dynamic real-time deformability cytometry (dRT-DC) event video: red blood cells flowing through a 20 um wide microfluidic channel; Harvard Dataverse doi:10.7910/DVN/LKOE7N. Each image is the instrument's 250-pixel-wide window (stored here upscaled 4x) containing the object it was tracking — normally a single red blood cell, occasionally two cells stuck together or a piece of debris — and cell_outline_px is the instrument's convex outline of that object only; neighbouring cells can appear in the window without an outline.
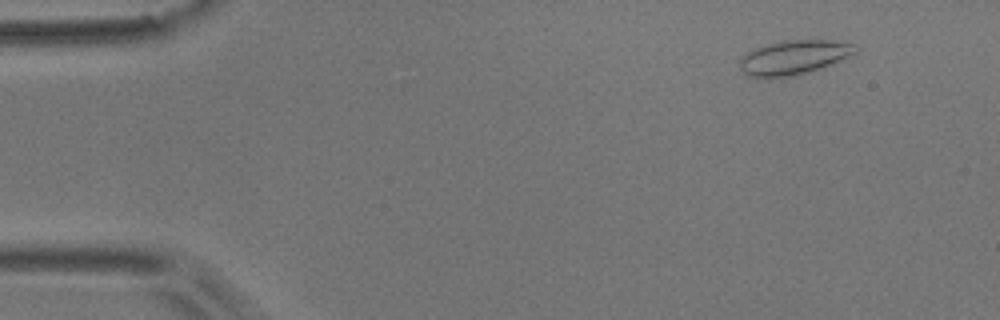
{"species": "common noctule bat (a hibernating species)", "species_latin": "Nyctalus noctula", "temperature_condition": "room temperature", "stored_images_in_passage": 44, "camera_frame_rate_fps": 3000, "um_per_image_px": 0.085, "animal": {"sex": "male", "body_mass_g": 17.9}, "frame": {"image": 1, "passage_image": 5, "time_ms": 1.333, "image_size_px": [1000, 320], "cell_outline_px": [[860, 48], [856, 52], [848, 56], [828, 64], [792, 76], [768, 80], [748, 76], [740, 68], [740, 60], [752, 48], [764, 44], [780, 40], [832, 40], [852, 44]], "centroid_in_image_um": [67.38, 4.88], "position_along_channel_um": 17.6, "area_um2": 23.12}}
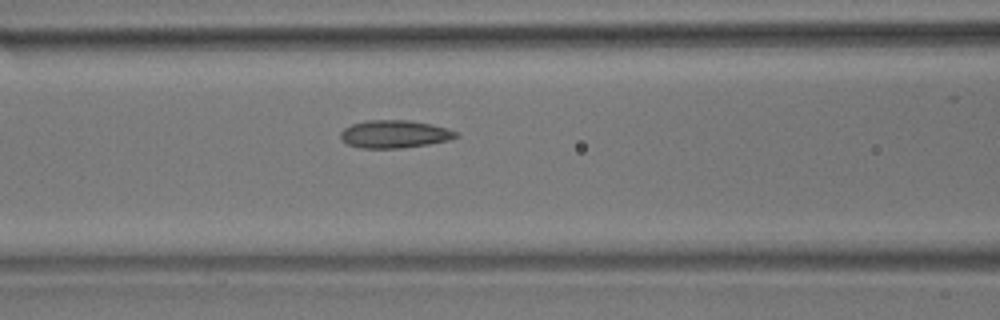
{"frame": {"image": 2, "passage_image": 22, "time_ms": 7.0, "image_size_px": [1000, 320], "cell_outline_px": [[460, 136], [452, 140], [428, 144], [400, 148], [360, 148], [348, 144], [340, 140], [340, 132], [344, 128], [352, 124], [364, 120], [408, 120], [432, 124], [448, 128], [460, 132]], "centroid_in_image_um": [33.57, 11.39], "position_along_channel_um": 133.0, "area_um2": 19.02}}
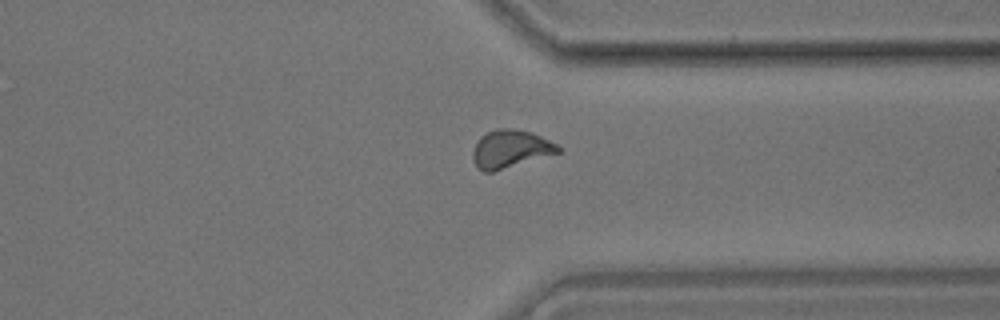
{"frame": {"image": 3, "passage_image": 41, "time_ms": 13.333, "image_size_px": [1000, 320], "cell_outline_px": [[564, 152], [492, 172], [484, 172], [476, 164], [472, 156], [472, 152], [480, 136], [496, 128], [512, 128], [532, 132], [556, 144]], "centroid_in_image_um": [43.42, 12.66], "position_along_channel_um": 368.0, "area_um2": 18.9}}